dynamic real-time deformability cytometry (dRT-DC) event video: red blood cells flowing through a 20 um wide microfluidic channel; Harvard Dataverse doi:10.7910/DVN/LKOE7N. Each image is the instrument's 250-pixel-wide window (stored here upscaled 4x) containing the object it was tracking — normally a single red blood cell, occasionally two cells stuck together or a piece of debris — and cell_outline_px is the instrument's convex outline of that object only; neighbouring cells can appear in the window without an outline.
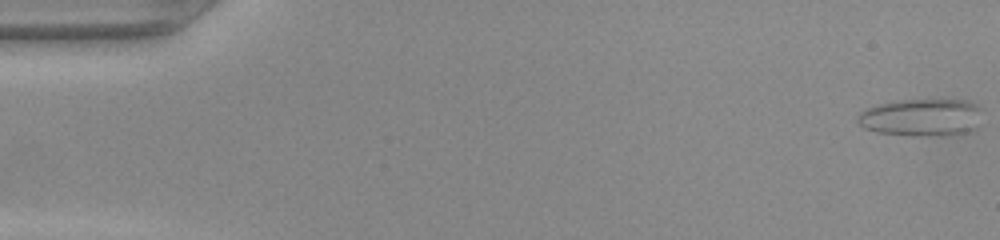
{"species": "common noctule bat (a hibernating species)", "species_latin": "Nyctalus noctula", "temperature_condition": "warm", "stored_images_in_passage": 50, "camera_frame_rate_fps": 3000, "um_per_image_px": 0.085, "animal": {"sex": "female", "body_mass_g": 22.0, "forearm_length_mm": 56.7}, "frame": {"image": 1, "passage_image": 1, "time_ms": 0.0, "image_size_px": [1000, 240], "cell_outline_px": [[980, 108], [972, 128], [964, 132], [912, 136], [880, 132], [864, 128], [856, 120], [860, 112], [864, 108], [880, 104], [900, 100], [964, 100], [976, 104]], "centroid_in_image_um": [78.2, 9.95], "position_along_channel_um": 6.8, "area_um2": 26.18}}
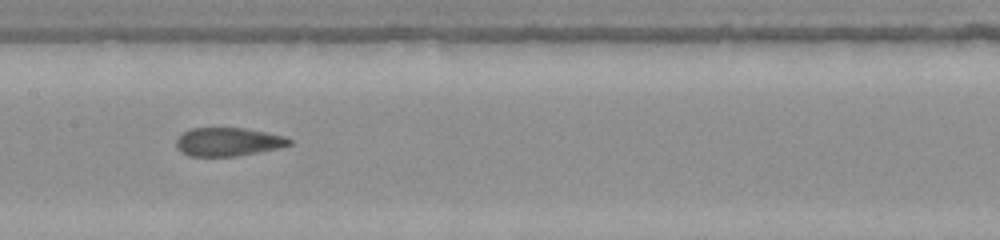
{"frame": {"image": 2, "passage_image": 25, "time_ms": 8.0, "image_size_px": [1000, 240], "cell_outline_px": [[292, 144], [276, 148], [236, 156], [188, 156], [180, 152], [176, 148], [176, 140], [184, 132], [192, 128], [244, 128], [264, 132], [280, 136], [292, 140]], "centroid_in_image_um": [19.32, 12.06], "position_along_channel_um": 188.1, "area_um2": 18.44}}
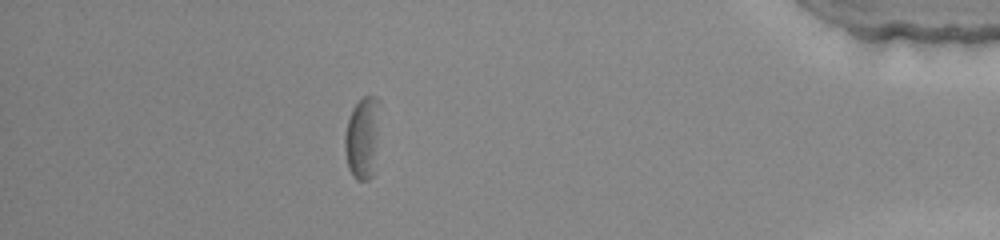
{"frame": {"image": 3, "passage_image": 44, "time_ms": 14.333, "image_size_px": [1000, 240], "cell_outline_px": [[380, 100], [372, 176], [368, 180], [356, 180], [352, 176], [348, 168], [344, 148], [344, 136], [348, 116], [352, 108], [364, 96], [376, 96]], "centroid_in_image_um": [30.76, 11.68], "position_along_channel_um": 404.4, "area_um2": 16.53}}